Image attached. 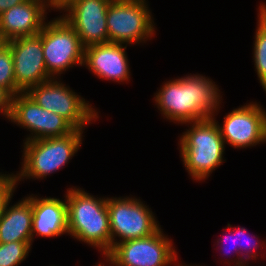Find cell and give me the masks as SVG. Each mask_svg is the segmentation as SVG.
<instances>
[{
  "mask_svg": "<svg viewBox=\"0 0 266 266\" xmlns=\"http://www.w3.org/2000/svg\"><path fill=\"white\" fill-rule=\"evenodd\" d=\"M160 86L153 95L154 106L166 121L178 126L216 117L224 104L216 82L200 73L174 77Z\"/></svg>",
  "mask_w": 266,
  "mask_h": 266,
  "instance_id": "1",
  "label": "cell"
},
{
  "mask_svg": "<svg viewBox=\"0 0 266 266\" xmlns=\"http://www.w3.org/2000/svg\"><path fill=\"white\" fill-rule=\"evenodd\" d=\"M65 193L68 235L98 250L103 259L112 250L107 197L73 185Z\"/></svg>",
  "mask_w": 266,
  "mask_h": 266,
  "instance_id": "2",
  "label": "cell"
},
{
  "mask_svg": "<svg viewBox=\"0 0 266 266\" xmlns=\"http://www.w3.org/2000/svg\"><path fill=\"white\" fill-rule=\"evenodd\" d=\"M216 118L186 123L188 129L178 136L177 149L192 181L205 182L226 161V146Z\"/></svg>",
  "mask_w": 266,
  "mask_h": 266,
  "instance_id": "3",
  "label": "cell"
},
{
  "mask_svg": "<svg viewBox=\"0 0 266 266\" xmlns=\"http://www.w3.org/2000/svg\"><path fill=\"white\" fill-rule=\"evenodd\" d=\"M83 132L74 129L64 136L23 142L21 167L16 171L18 185L27 179L44 180L65 168L82 147Z\"/></svg>",
  "mask_w": 266,
  "mask_h": 266,
  "instance_id": "4",
  "label": "cell"
},
{
  "mask_svg": "<svg viewBox=\"0 0 266 266\" xmlns=\"http://www.w3.org/2000/svg\"><path fill=\"white\" fill-rule=\"evenodd\" d=\"M62 80L52 78L30 87L26 93L43 109L62 116L75 129L84 131L100 119V111Z\"/></svg>",
  "mask_w": 266,
  "mask_h": 266,
  "instance_id": "5",
  "label": "cell"
},
{
  "mask_svg": "<svg viewBox=\"0 0 266 266\" xmlns=\"http://www.w3.org/2000/svg\"><path fill=\"white\" fill-rule=\"evenodd\" d=\"M148 3V0H111L106 18L108 42L133 46L153 40L157 27Z\"/></svg>",
  "mask_w": 266,
  "mask_h": 266,
  "instance_id": "6",
  "label": "cell"
},
{
  "mask_svg": "<svg viewBox=\"0 0 266 266\" xmlns=\"http://www.w3.org/2000/svg\"><path fill=\"white\" fill-rule=\"evenodd\" d=\"M162 227L153 235L117 244L99 262L102 266H182L173 239ZM104 260V261H103Z\"/></svg>",
  "mask_w": 266,
  "mask_h": 266,
  "instance_id": "7",
  "label": "cell"
},
{
  "mask_svg": "<svg viewBox=\"0 0 266 266\" xmlns=\"http://www.w3.org/2000/svg\"><path fill=\"white\" fill-rule=\"evenodd\" d=\"M59 15L47 20L39 33L45 67L51 78H61L70 68L83 67L84 63V47L79 36Z\"/></svg>",
  "mask_w": 266,
  "mask_h": 266,
  "instance_id": "8",
  "label": "cell"
},
{
  "mask_svg": "<svg viewBox=\"0 0 266 266\" xmlns=\"http://www.w3.org/2000/svg\"><path fill=\"white\" fill-rule=\"evenodd\" d=\"M107 209L112 249L127 240L149 237L161 228L156 213L135 195L107 196Z\"/></svg>",
  "mask_w": 266,
  "mask_h": 266,
  "instance_id": "9",
  "label": "cell"
},
{
  "mask_svg": "<svg viewBox=\"0 0 266 266\" xmlns=\"http://www.w3.org/2000/svg\"><path fill=\"white\" fill-rule=\"evenodd\" d=\"M259 103L249 101L226 113L222 123L216 120L225 146L240 150L266 143V110Z\"/></svg>",
  "mask_w": 266,
  "mask_h": 266,
  "instance_id": "10",
  "label": "cell"
},
{
  "mask_svg": "<svg viewBox=\"0 0 266 266\" xmlns=\"http://www.w3.org/2000/svg\"><path fill=\"white\" fill-rule=\"evenodd\" d=\"M8 122L30 132L23 142L64 136L75 129L62 116L39 106L26 92L13 96Z\"/></svg>",
  "mask_w": 266,
  "mask_h": 266,
  "instance_id": "11",
  "label": "cell"
},
{
  "mask_svg": "<svg viewBox=\"0 0 266 266\" xmlns=\"http://www.w3.org/2000/svg\"><path fill=\"white\" fill-rule=\"evenodd\" d=\"M111 0H72L60 11L75 30L84 48L108 43L106 23Z\"/></svg>",
  "mask_w": 266,
  "mask_h": 266,
  "instance_id": "12",
  "label": "cell"
},
{
  "mask_svg": "<svg viewBox=\"0 0 266 266\" xmlns=\"http://www.w3.org/2000/svg\"><path fill=\"white\" fill-rule=\"evenodd\" d=\"M6 44L12 51L16 94L52 79L45 67L42 38L39 34L15 38Z\"/></svg>",
  "mask_w": 266,
  "mask_h": 266,
  "instance_id": "13",
  "label": "cell"
},
{
  "mask_svg": "<svg viewBox=\"0 0 266 266\" xmlns=\"http://www.w3.org/2000/svg\"><path fill=\"white\" fill-rule=\"evenodd\" d=\"M128 46L111 42L88 46L84 48L83 67L102 81L128 84L132 75L126 51Z\"/></svg>",
  "mask_w": 266,
  "mask_h": 266,
  "instance_id": "14",
  "label": "cell"
},
{
  "mask_svg": "<svg viewBox=\"0 0 266 266\" xmlns=\"http://www.w3.org/2000/svg\"><path fill=\"white\" fill-rule=\"evenodd\" d=\"M52 10L50 0H27L0 14V32L6 41L37 35Z\"/></svg>",
  "mask_w": 266,
  "mask_h": 266,
  "instance_id": "15",
  "label": "cell"
},
{
  "mask_svg": "<svg viewBox=\"0 0 266 266\" xmlns=\"http://www.w3.org/2000/svg\"><path fill=\"white\" fill-rule=\"evenodd\" d=\"M39 195V196H38ZM31 194L33 210L32 245L38 236L43 238H57L68 235V216L65 193L63 198L40 197Z\"/></svg>",
  "mask_w": 266,
  "mask_h": 266,
  "instance_id": "16",
  "label": "cell"
},
{
  "mask_svg": "<svg viewBox=\"0 0 266 266\" xmlns=\"http://www.w3.org/2000/svg\"><path fill=\"white\" fill-rule=\"evenodd\" d=\"M11 201L12 199L0 216V243L32 241L31 194H27L14 204Z\"/></svg>",
  "mask_w": 266,
  "mask_h": 266,
  "instance_id": "17",
  "label": "cell"
},
{
  "mask_svg": "<svg viewBox=\"0 0 266 266\" xmlns=\"http://www.w3.org/2000/svg\"><path fill=\"white\" fill-rule=\"evenodd\" d=\"M252 60L260 86L266 93V13L258 6Z\"/></svg>",
  "mask_w": 266,
  "mask_h": 266,
  "instance_id": "18",
  "label": "cell"
},
{
  "mask_svg": "<svg viewBox=\"0 0 266 266\" xmlns=\"http://www.w3.org/2000/svg\"><path fill=\"white\" fill-rule=\"evenodd\" d=\"M257 238L259 239V236L249 233L247 228L235 226L236 247H238V252L240 253V260L245 266L257 262V259L260 260V257L265 260L264 256L266 255V251L262 252L261 250H266V239L262 241ZM250 266H252V264Z\"/></svg>",
  "mask_w": 266,
  "mask_h": 266,
  "instance_id": "19",
  "label": "cell"
},
{
  "mask_svg": "<svg viewBox=\"0 0 266 266\" xmlns=\"http://www.w3.org/2000/svg\"><path fill=\"white\" fill-rule=\"evenodd\" d=\"M32 241L0 243V266H19L31 252Z\"/></svg>",
  "mask_w": 266,
  "mask_h": 266,
  "instance_id": "20",
  "label": "cell"
},
{
  "mask_svg": "<svg viewBox=\"0 0 266 266\" xmlns=\"http://www.w3.org/2000/svg\"><path fill=\"white\" fill-rule=\"evenodd\" d=\"M224 232H225V234H224ZM222 233L225 236L224 237L223 236L222 237L221 236H217L218 238L215 241V244H213L214 247L216 245V248H217L216 250L220 249L219 251L223 254V255L221 254V256L225 259L224 260L223 258H219L220 259L219 260L220 264L223 263V265L225 264L227 266H245L240 260V253L238 252V247H236L235 226H232L230 223H228L227 227L226 228L224 227ZM219 237H221V239ZM228 242H232L233 243V247H232L231 244H230L231 246H228ZM225 243H226V245H225ZM232 252H233V256L231 258L230 254H232ZM235 256H236V258H235ZM226 257H229V258H226ZM232 263H234V264L232 265Z\"/></svg>",
  "mask_w": 266,
  "mask_h": 266,
  "instance_id": "21",
  "label": "cell"
},
{
  "mask_svg": "<svg viewBox=\"0 0 266 266\" xmlns=\"http://www.w3.org/2000/svg\"><path fill=\"white\" fill-rule=\"evenodd\" d=\"M0 85L16 95L12 51L7 44L0 49Z\"/></svg>",
  "mask_w": 266,
  "mask_h": 266,
  "instance_id": "22",
  "label": "cell"
},
{
  "mask_svg": "<svg viewBox=\"0 0 266 266\" xmlns=\"http://www.w3.org/2000/svg\"><path fill=\"white\" fill-rule=\"evenodd\" d=\"M16 187H18L16 173L0 172V216L4 213L7 203L13 199Z\"/></svg>",
  "mask_w": 266,
  "mask_h": 266,
  "instance_id": "23",
  "label": "cell"
},
{
  "mask_svg": "<svg viewBox=\"0 0 266 266\" xmlns=\"http://www.w3.org/2000/svg\"><path fill=\"white\" fill-rule=\"evenodd\" d=\"M13 95L0 85V116L9 121Z\"/></svg>",
  "mask_w": 266,
  "mask_h": 266,
  "instance_id": "24",
  "label": "cell"
},
{
  "mask_svg": "<svg viewBox=\"0 0 266 266\" xmlns=\"http://www.w3.org/2000/svg\"><path fill=\"white\" fill-rule=\"evenodd\" d=\"M27 0H0V14L5 12L7 9L19 5Z\"/></svg>",
  "mask_w": 266,
  "mask_h": 266,
  "instance_id": "25",
  "label": "cell"
},
{
  "mask_svg": "<svg viewBox=\"0 0 266 266\" xmlns=\"http://www.w3.org/2000/svg\"><path fill=\"white\" fill-rule=\"evenodd\" d=\"M72 0H50L53 11H60L67 3Z\"/></svg>",
  "mask_w": 266,
  "mask_h": 266,
  "instance_id": "26",
  "label": "cell"
},
{
  "mask_svg": "<svg viewBox=\"0 0 266 266\" xmlns=\"http://www.w3.org/2000/svg\"><path fill=\"white\" fill-rule=\"evenodd\" d=\"M7 41L4 39L3 35L0 32V49L5 46Z\"/></svg>",
  "mask_w": 266,
  "mask_h": 266,
  "instance_id": "27",
  "label": "cell"
},
{
  "mask_svg": "<svg viewBox=\"0 0 266 266\" xmlns=\"http://www.w3.org/2000/svg\"><path fill=\"white\" fill-rule=\"evenodd\" d=\"M259 7L266 13V2H259Z\"/></svg>",
  "mask_w": 266,
  "mask_h": 266,
  "instance_id": "28",
  "label": "cell"
},
{
  "mask_svg": "<svg viewBox=\"0 0 266 266\" xmlns=\"http://www.w3.org/2000/svg\"><path fill=\"white\" fill-rule=\"evenodd\" d=\"M182 266H203V265H199V264H186L184 263Z\"/></svg>",
  "mask_w": 266,
  "mask_h": 266,
  "instance_id": "29",
  "label": "cell"
}]
</instances>
